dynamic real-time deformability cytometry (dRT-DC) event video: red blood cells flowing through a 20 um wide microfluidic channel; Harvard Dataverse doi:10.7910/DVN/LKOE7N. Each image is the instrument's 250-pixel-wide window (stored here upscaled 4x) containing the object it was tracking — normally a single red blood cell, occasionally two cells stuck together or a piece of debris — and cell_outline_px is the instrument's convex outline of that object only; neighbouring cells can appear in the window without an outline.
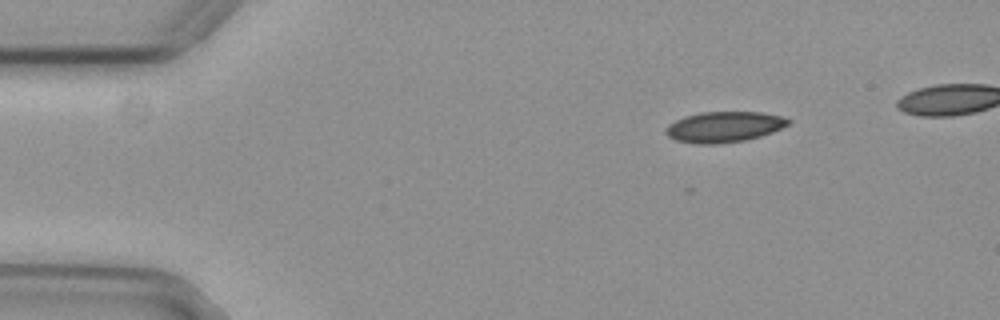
{"species": "common noctule bat (a hibernating species)", "species_latin": "Nyctalus noctula", "temperature_condition": "cold", "stored_images_in_passage": 44, "camera_frame_rate_fps": 3000, "um_per_image_px": 0.085, "animal": {"sex": "female", "body_mass_g": 29.2, "forearm_length_mm": 56.3}, "frame": {"image": 1, "passage_image": 1, "time_ms": 0.0, "image_size_px": [1000, 320], "cell_outline_px": [[792, 120], [788, 124], [772, 132], [760, 136], [744, 140], [720, 144], [700, 144], [676, 140], [668, 136], [664, 132], [664, 128], [676, 120], [684, 116], [700, 112], [760, 112], [780, 116]], "centroid_in_image_um": [61.51, 10.78], "position_along_channel_um": 23.5, "area_um2": 21.79}}
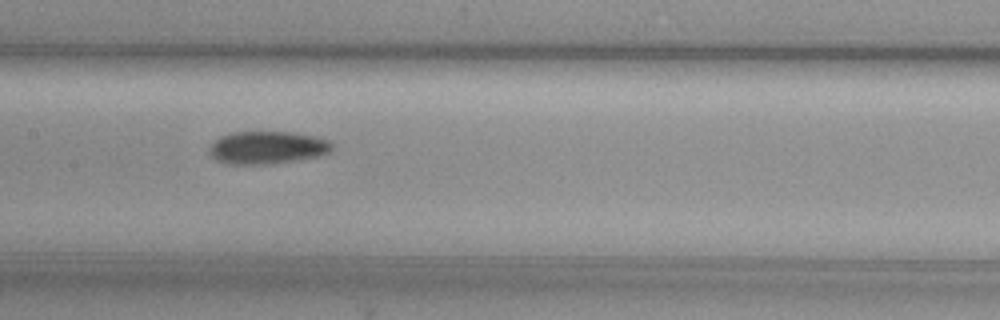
{"frame": {"image": 2, "passage_image": 20, "time_ms": 6.333, "image_size_px": [1000, 320], "cell_outline_px": [[332, 148], [328, 152], [320, 156], [264, 164], [228, 164], [216, 160], [208, 152], [208, 148], [220, 136], [232, 132], [292, 132], [312, 136], [328, 140], [332, 144]], "centroid_in_image_um": [22.67, 12.54], "position_along_channel_um": 184.7, "area_um2": 23.12}}
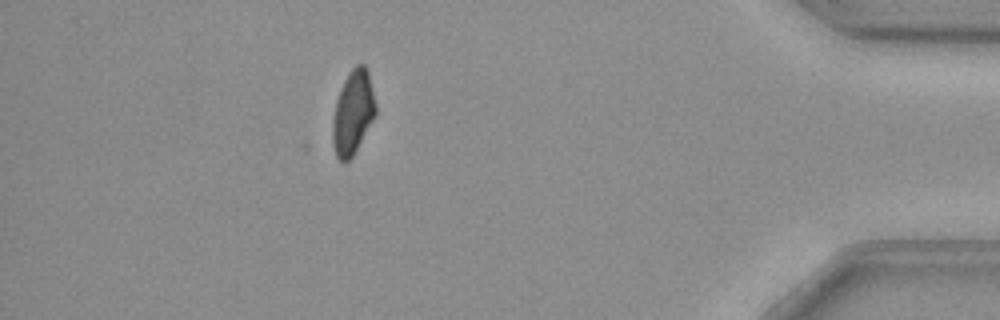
{"frame": {"image": 3, "passage_image": 42, "time_ms": 13.667, "image_size_px": [1000, 320], "cell_outline_px": [[376, 116], [352, 156], [348, 160], [340, 160], [336, 156], [332, 140], [332, 124], [336, 100], [344, 80], [348, 72], [356, 64], [364, 64], [368, 72], [376, 104]], "centroid_in_image_um": [30.0, 9.54], "position_along_channel_um": 405.2, "area_um2": 20.92}, "authors_computed_cell_mechanics": {"area_um2": 22.542, "velocity_mm_per_s": 3.715, "shape_relaxation_time_tau1_ms": 8.5615, "shape_relaxation_time_tau2_ms": null, "deformation_change_tau1": 0.1538, "deformation_change_tau2": null}}